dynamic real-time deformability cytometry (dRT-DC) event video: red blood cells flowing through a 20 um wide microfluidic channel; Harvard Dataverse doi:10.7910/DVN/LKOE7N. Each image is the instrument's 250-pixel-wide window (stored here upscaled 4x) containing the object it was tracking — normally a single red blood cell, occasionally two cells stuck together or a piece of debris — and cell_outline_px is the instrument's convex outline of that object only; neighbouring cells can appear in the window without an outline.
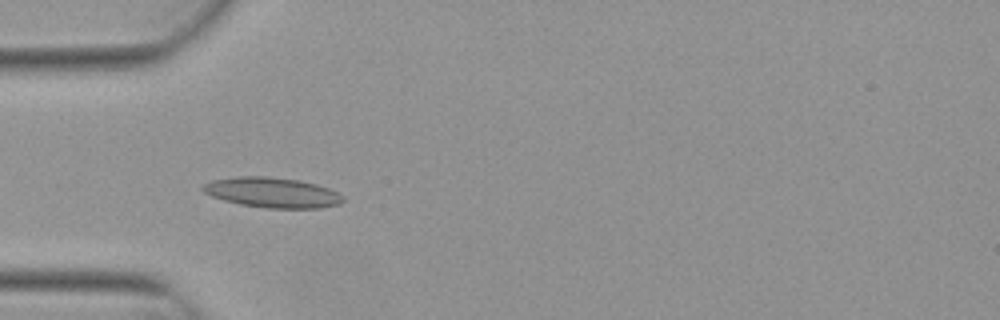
{"species": "Egyptian fruit bat (a non-hibernating species)", "species_latin": "Rousettus aegyptiacus", "temperature_condition": "warm", "stored_images_in_passage": 13, "camera_frame_rate_fps": 3000, "um_per_image_px": 0.085, "animal": {"sex": "female"}, "frame": {"image": 1, "passage_image": 4, "time_ms": 1.0, "image_size_px": [1000, 320], "cell_outline_px": [[344, 200], [340, 204], [320, 208], [268, 208], [240, 204], [224, 200], [212, 196], [204, 192], [200, 188], [204, 184], [212, 180], [240, 176], [264, 176], [300, 180], [316, 184], [328, 188], [344, 196]], "centroid_in_image_um": [23.15, 16.36], "position_along_channel_um": 61.8, "area_um2": 24.57}}
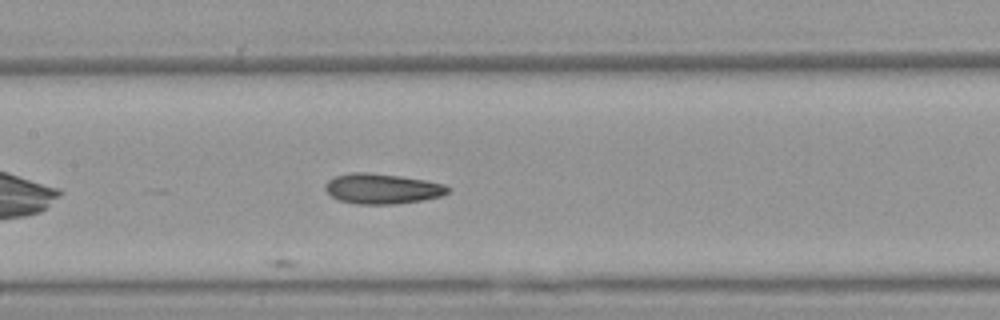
{"frame": {"image": 2, "passage_image": 13, "time_ms": 4.0, "image_size_px": [1000, 320], "cell_outline_px": [[452, 188], [448, 192], [440, 196], [424, 200], [396, 204], [356, 204], [340, 200], [332, 196], [324, 188], [324, 184], [328, 180], [336, 176], [352, 172], [364, 172], [400, 176], [424, 180], [444, 184]], "centroid_in_image_um": [32.49, 16.04], "position_along_channel_um": 174.9, "area_um2": 21.56}}